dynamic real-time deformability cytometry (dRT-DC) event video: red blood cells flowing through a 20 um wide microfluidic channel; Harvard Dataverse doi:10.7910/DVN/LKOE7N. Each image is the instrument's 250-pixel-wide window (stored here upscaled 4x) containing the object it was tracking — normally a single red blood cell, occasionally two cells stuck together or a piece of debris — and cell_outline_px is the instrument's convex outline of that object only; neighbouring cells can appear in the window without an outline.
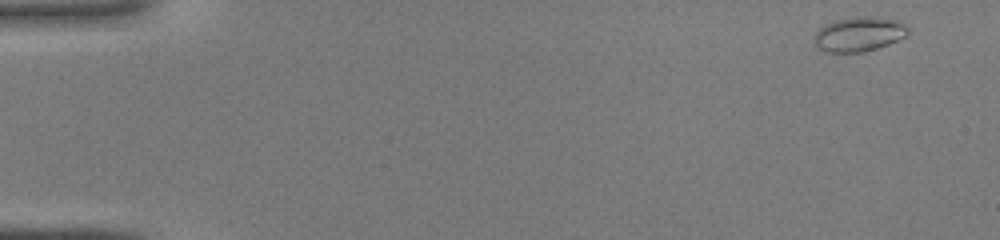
{"species": "common noctule bat (a hibernating species)", "species_latin": "Nyctalus noctula", "temperature_condition": "warm", "stored_images_in_passage": 43, "camera_frame_rate_fps": 3000, "um_per_image_px": 0.085, "animal": {"sex": "male", "body_mass_g": 19.0, "forearm_length_mm": 50.8}, "frame": {"image": 1, "passage_image": 1, "time_ms": 0.0, "image_size_px": [1000, 240], "cell_outline_px": [[908, 36], [888, 44], [864, 52], [824, 52], [816, 48], [812, 40], [816, 32], [824, 24], [832, 20], [856, 16], [880, 16], [896, 20], [904, 24], [908, 28]], "centroid_in_image_um": [72.98, 2.89], "position_along_channel_um": 12.0, "area_um2": 19.36}}
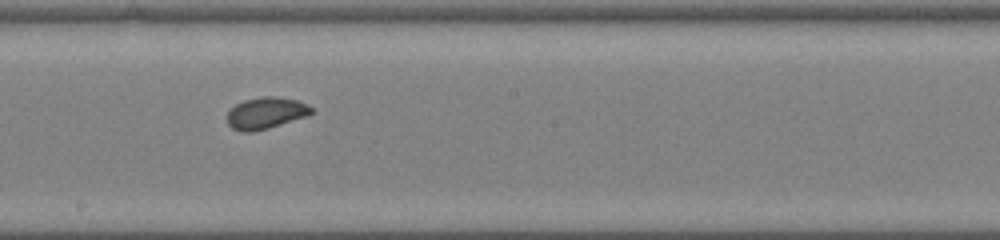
{"frame": {"image": 2, "passage_image": 24, "time_ms": 7.667, "image_size_px": [1000, 240], "cell_outline_px": [[316, 112], [308, 116], [268, 128], [252, 132], [240, 132], [232, 128], [228, 124], [228, 112], [236, 104], [244, 100], [264, 96], [276, 96], [296, 100], [308, 104]], "centroid_in_image_um": [22.63, 9.61], "position_along_channel_um": 225.6, "area_um2": 15.61}}
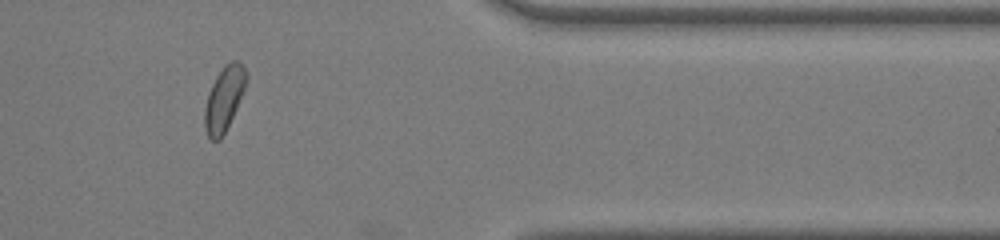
{"frame": {"image": 3, "passage_image": 36, "time_ms": 11.667, "image_size_px": [1000, 240], "cell_outline_px": [[248, 76], [244, 88], [236, 108], [220, 140], [212, 140], [208, 136], [204, 128], [204, 108], [208, 92], [216, 76], [224, 64], [232, 60], [236, 60], [244, 68]], "centroid_in_image_um": [19.02, 8.38], "position_along_channel_um": 392.4, "area_um2": 15.37}}